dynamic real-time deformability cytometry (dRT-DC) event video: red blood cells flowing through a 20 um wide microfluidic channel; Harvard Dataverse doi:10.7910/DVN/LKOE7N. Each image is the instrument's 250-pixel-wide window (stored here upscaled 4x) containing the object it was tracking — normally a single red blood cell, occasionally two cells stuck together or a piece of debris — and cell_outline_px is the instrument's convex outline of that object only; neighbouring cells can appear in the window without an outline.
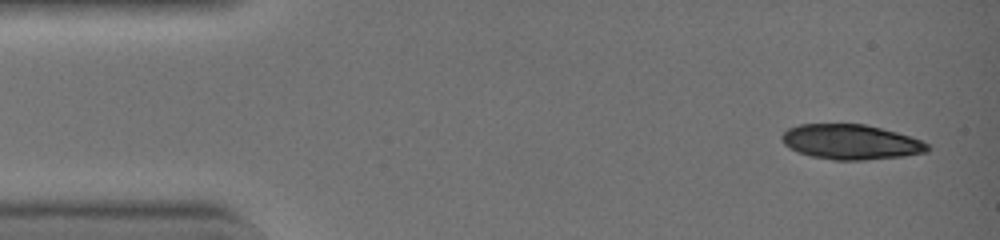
{"species": "common noctule bat (a hibernating species)", "species_latin": "Nyctalus noctula", "temperature_condition": "warm", "stored_images_in_passage": 4, "camera_frame_rate_fps": 3000, "um_per_image_px": 0.085, "animal": {"sex": "female", "body_mass_g": 19.0, "forearm_length_mm": 51.5}, "frame": {"image": 1, "passage_image": 1, "time_ms": 0.0, "image_size_px": [1000, 240], "cell_outline_px": [[928, 152], [904, 156], [864, 160], [832, 160], [812, 156], [796, 152], [788, 148], [784, 144], [780, 136], [788, 128], [800, 124], [864, 124], [896, 132], [920, 140], [928, 144]], "centroid_in_image_um": [72.27, 12.07], "position_along_channel_um": 12.7, "area_um2": 29.65}}